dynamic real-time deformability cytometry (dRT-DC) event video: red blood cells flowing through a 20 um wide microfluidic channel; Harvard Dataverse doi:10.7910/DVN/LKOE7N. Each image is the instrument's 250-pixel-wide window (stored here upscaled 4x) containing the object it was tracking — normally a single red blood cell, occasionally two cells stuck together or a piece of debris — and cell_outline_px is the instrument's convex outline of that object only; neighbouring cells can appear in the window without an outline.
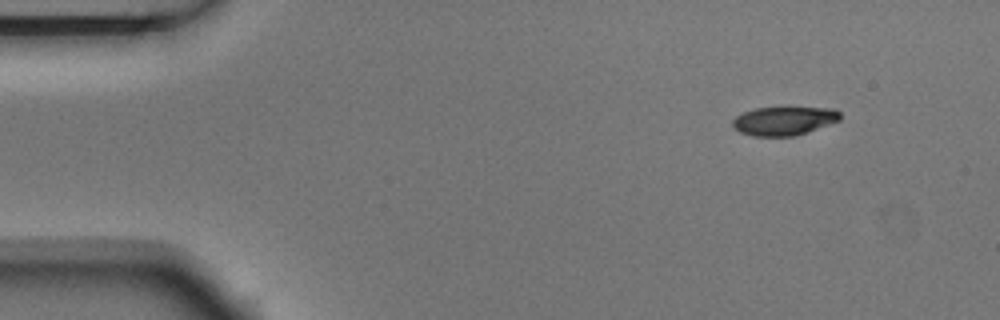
{"species": "Egyptian fruit bat (a non-hibernating species)", "species_latin": "Rousettus aegyptiacus", "temperature_condition": "room temperature", "stored_images_in_passage": 10, "camera_frame_rate_fps": 3000, "um_per_image_px": 0.085, "animal": {"sex": "male"}, "frame": {"image": 1, "passage_image": 1, "time_ms": 0.0, "image_size_px": [1000, 320], "cell_outline_px": [[840, 120], [796, 136], [752, 136], [740, 132], [732, 124], [732, 120], [736, 116], [744, 112], [756, 108], [836, 108], [840, 112]], "centroid_in_image_um": [66.64, 10.28], "position_along_channel_um": 18.4, "area_um2": 17.8}}
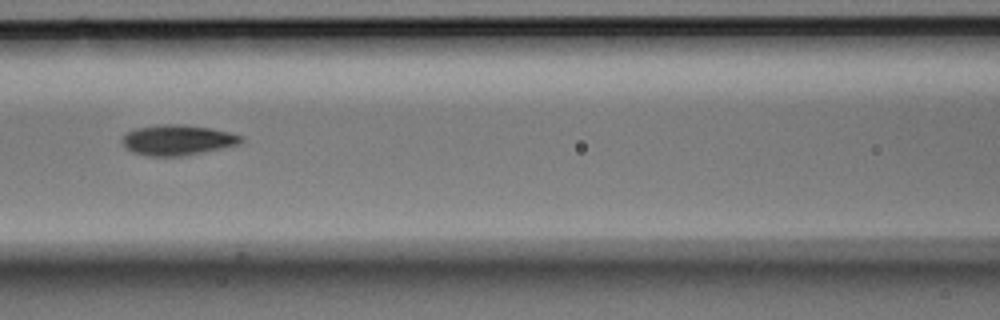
{"frame": {"image": 2, "passage_image": 6, "time_ms": 1.667, "image_size_px": [1000, 320], "cell_outline_px": [[244, 140], [240, 144], [180, 156], [148, 156], [132, 152], [124, 144], [124, 136], [128, 132], [136, 128], [164, 124], [180, 124], [208, 128], [228, 132], [244, 136]], "centroid_in_image_um": [15.12, 11.9], "position_along_channel_um": 151.5, "area_um2": 20.58}}
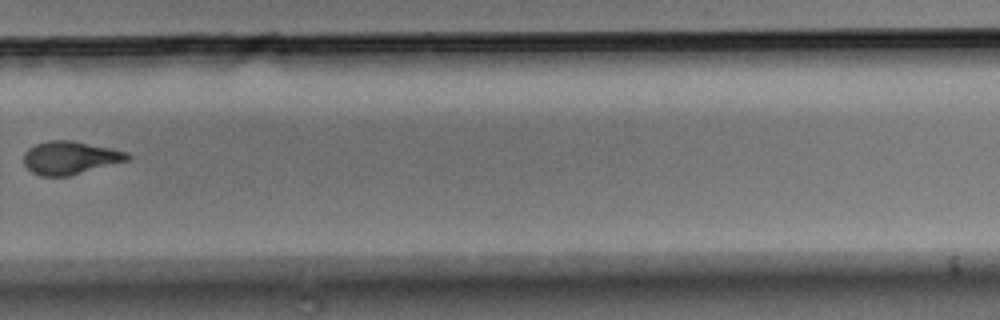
{"frame": {"image": 3, "passage_image": 10, "time_ms": 3.0, "image_size_px": [1000, 320], "cell_outline_px": [[132, 156], [128, 160], [68, 176], [40, 176], [32, 172], [24, 164], [24, 152], [28, 148], [36, 144], [48, 140], [72, 140], [112, 148], [128, 152]], "centroid_in_image_um": [5.95, 13.4], "position_along_channel_um": 323.8, "area_um2": 20.0}}